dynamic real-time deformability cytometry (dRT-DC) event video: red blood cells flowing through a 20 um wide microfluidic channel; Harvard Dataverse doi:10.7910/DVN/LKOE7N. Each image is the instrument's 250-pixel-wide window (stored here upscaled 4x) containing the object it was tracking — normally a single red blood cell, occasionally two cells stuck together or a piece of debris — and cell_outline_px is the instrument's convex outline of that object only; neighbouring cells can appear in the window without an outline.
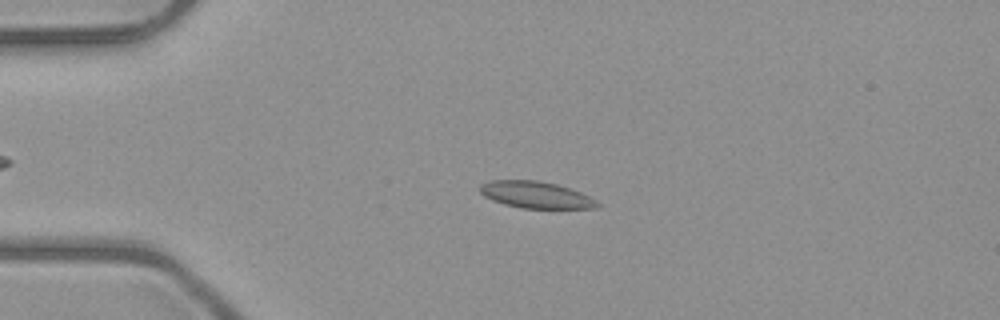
{"species": "common noctule bat (a hibernating species)", "species_latin": "Nyctalus noctula", "temperature_condition": "room temperature", "stored_images_in_passage": 51, "camera_frame_rate_fps": 3000, "um_per_image_px": 0.085, "animal": {"sex": "male", "body_mass_g": 23.1, "forearm_length_mm": 52.7}, "frame": {"image": 1, "passage_image": 12, "time_ms": 3.667, "image_size_px": [1000, 320], "cell_outline_px": [[600, 204], [596, 208], [520, 208], [504, 204], [492, 200], [484, 196], [480, 192], [480, 184], [488, 180], [536, 180], [556, 184], [580, 192], [596, 200]], "centroid_in_image_um": [45.5, 16.55], "position_along_channel_um": 39.5, "area_um2": 18.21}}
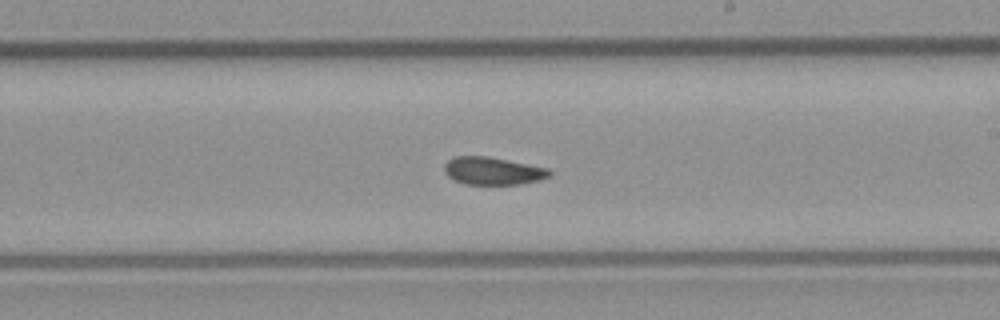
{"frame": {"image": 2, "passage_image": 30, "time_ms": 9.667, "image_size_px": [1000, 320], "cell_outline_px": [[552, 176], [540, 180], [520, 184], [464, 184], [448, 176], [444, 172], [444, 164], [448, 160], [456, 156], [488, 156], [548, 168], [552, 172]], "centroid_in_image_um": [41.91, 14.53], "position_along_channel_um": 247.1, "area_um2": 16.99}}
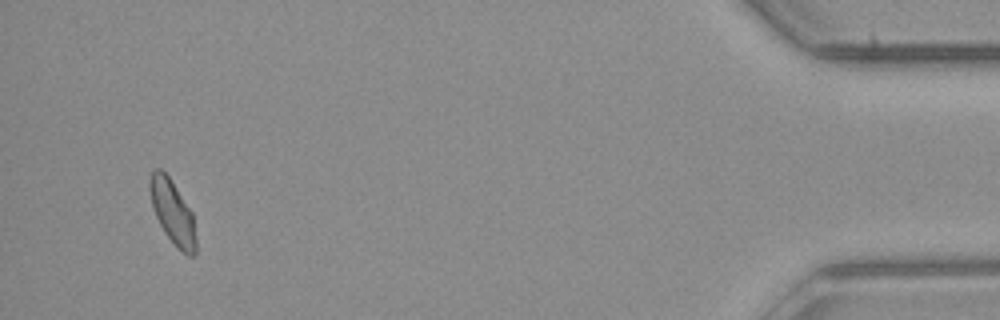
{"frame": {"image": 3, "passage_image": 49, "time_ms": 16.0, "image_size_px": [1000, 320], "cell_outline_px": [[196, 252], [192, 256], [188, 256], [176, 248], [164, 232], [156, 216], [152, 204], [148, 188], [148, 180], [152, 172], [156, 168], [160, 168], [168, 176], [192, 212], [196, 240]], "centroid_in_image_um": [14.66, 18.06], "position_along_channel_um": 420.5, "area_um2": 17.11}, "authors_computed_cell_mechanics": {"area_um2": 17.8024, "velocity_mm_per_s": 4.0009, "shape_relaxation_time_tau1_ms": null, "shape_relaxation_time_tau2_ms": 1.9358, "deformation_change_tau1": null, "deformation_change_tau2": 0.067}}